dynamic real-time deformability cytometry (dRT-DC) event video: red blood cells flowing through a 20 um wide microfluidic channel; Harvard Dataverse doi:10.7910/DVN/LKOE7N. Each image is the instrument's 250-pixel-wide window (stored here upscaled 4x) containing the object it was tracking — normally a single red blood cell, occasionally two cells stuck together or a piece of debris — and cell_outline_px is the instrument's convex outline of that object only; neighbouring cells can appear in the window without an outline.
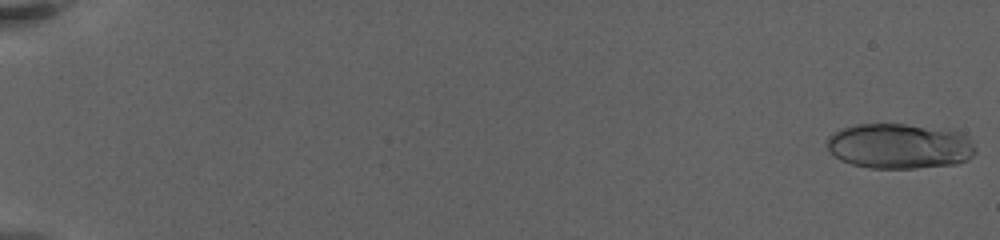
{"species": "human", "species_latin": "Homo sapiens", "temperature_condition": "warm", "stored_images_in_passage": 42, "camera_frame_rate_fps": 3000, "um_per_image_px": 0.085, "donor": {"sex": "female"}, "frame": {"image": 1, "passage_image": 1, "time_ms": 0.0, "image_size_px": [1000, 240], "cell_outline_px": [[976, 152], [968, 160], [956, 164], [916, 168], [868, 168], [852, 164], [840, 160], [828, 152], [828, 136], [832, 132], [840, 128], [856, 124], [904, 124], [948, 128], [964, 136], [976, 148]], "centroid_in_image_um": [76.42, 12.41], "position_along_channel_um": 8.6, "area_um2": 39.48}}
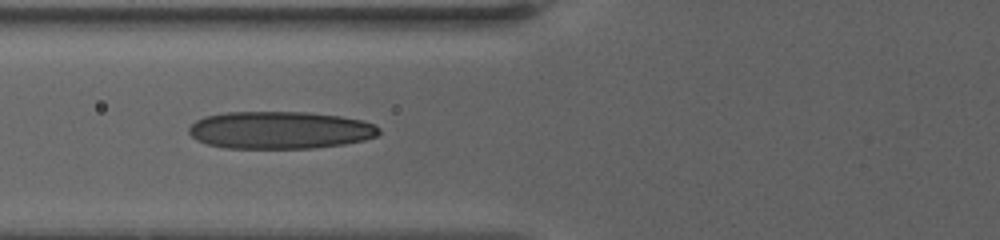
{"frame": {"image": 2, "passage_image": 32, "time_ms": 9.0, "image_size_px": [1000, 240], "cell_outline_px": [[380, 132], [376, 136], [364, 140], [344, 144], [316, 148], [224, 148], [208, 144], [196, 140], [188, 132], [188, 128], [196, 120], [204, 116], [224, 112], [308, 112], [340, 116], [360, 120], [372, 124], [380, 128]], "centroid_in_image_um": [23.77, 11.06], "position_along_channel_um": 102.0, "area_um2": 41.62}}
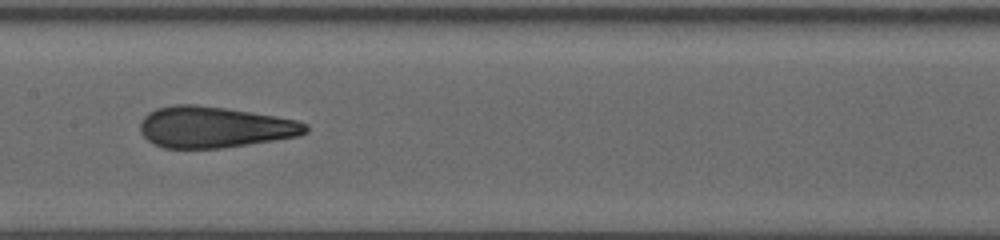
{"frame": {"image": 3, "passage_image": 41, "time_ms": 11.667, "image_size_px": [1000, 240], "cell_outline_px": [[308, 132], [296, 136], [272, 140], [220, 148], [164, 148], [152, 144], [140, 132], [140, 124], [144, 116], [148, 112], [156, 108], [172, 104], [196, 104], [224, 108], [276, 116], [296, 120], [308, 124]], "centroid_in_image_um": [18.18, 10.8], "position_along_channel_um": 189.2, "area_um2": 39.59}}